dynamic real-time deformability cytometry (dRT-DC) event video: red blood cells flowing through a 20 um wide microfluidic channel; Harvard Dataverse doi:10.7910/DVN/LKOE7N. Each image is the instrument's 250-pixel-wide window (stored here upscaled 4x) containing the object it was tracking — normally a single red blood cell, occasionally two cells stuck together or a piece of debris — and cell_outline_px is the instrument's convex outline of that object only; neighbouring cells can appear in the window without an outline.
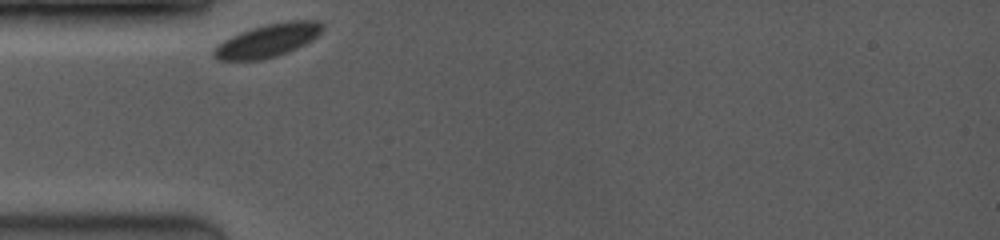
{"species": "common noctule bat (a hibernating species)", "species_latin": "Nyctalus noctula", "temperature_condition": "room temperature", "stored_images_in_passage": 29, "camera_frame_rate_fps": 3500, "um_per_image_px": 0.085, "animal": {"sex": "female", "body_mass_g": 19.0, "forearm_length_mm": 53.3}, "frame": {"image": 1, "passage_image": 1, "time_ms": 0.0, "image_size_px": [1000, 240], "cell_outline_px": [[324, 28], [312, 40], [288, 52], [264, 60], [220, 60], [212, 56], [212, 52], [224, 40], [240, 32], [252, 28], [268, 24], [288, 20], [320, 20], [324, 24]], "centroid_in_image_um": [22.8, 3.43], "position_along_channel_um": 62.2, "area_um2": 20.87}}
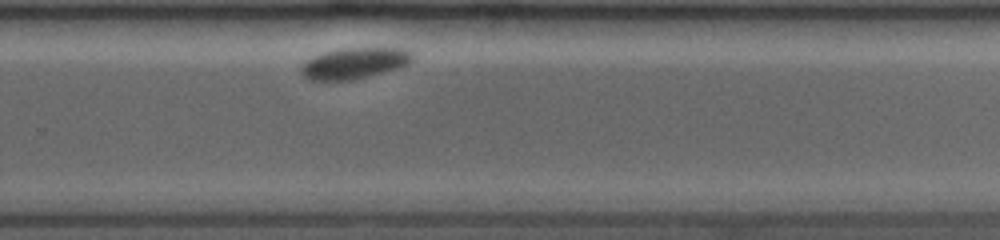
{"frame": {"image": 2, "passage_image": 23, "time_ms": 6.857, "image_size_px": [1000, 240], "cell_outline_px": [[412, 60], [408, 64], [400, 68], [352, 80], [308, 80], [300, 76], [300, 68], [312, 56], [324, 52], [340, 48], [372, 44], [404, 48], [412, 52]], "centroid_in_image_um": [30.17, 5.31], "position_along_channel_um": 299.6, "area_um2": 21.21}}
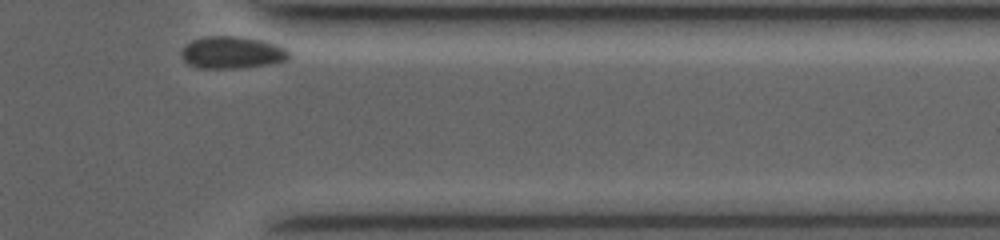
{"frame": {"image": 3, "passage_image": 29, "time_ms": 9.429, "image_size_px": [1000, 240], "cell_outline_px": [[288, 60], [268, 64], [236, 68], [200, 68], [188, 64], [184, 60], [184, 48], [192, 40], [208, 36], [236, 36], [260, 40], [276, 44], [284, 48], [288, 52]], "centroid_in_image_um": [19.74, 4.46], "position_along_channel_um": 391.7, "area_um2": 19.65}, "authors_computed_cell_mechanics": {"area_um2": 20.9814, "velocity_mm_per_s": 3.4846, "shape_relaxation_time_tau1_ms": 0.8426, "shape_relaxation_time_tau2_ms": null, "deformation_change_tau1": 0.0251, "deformation_change_tau2": null}}